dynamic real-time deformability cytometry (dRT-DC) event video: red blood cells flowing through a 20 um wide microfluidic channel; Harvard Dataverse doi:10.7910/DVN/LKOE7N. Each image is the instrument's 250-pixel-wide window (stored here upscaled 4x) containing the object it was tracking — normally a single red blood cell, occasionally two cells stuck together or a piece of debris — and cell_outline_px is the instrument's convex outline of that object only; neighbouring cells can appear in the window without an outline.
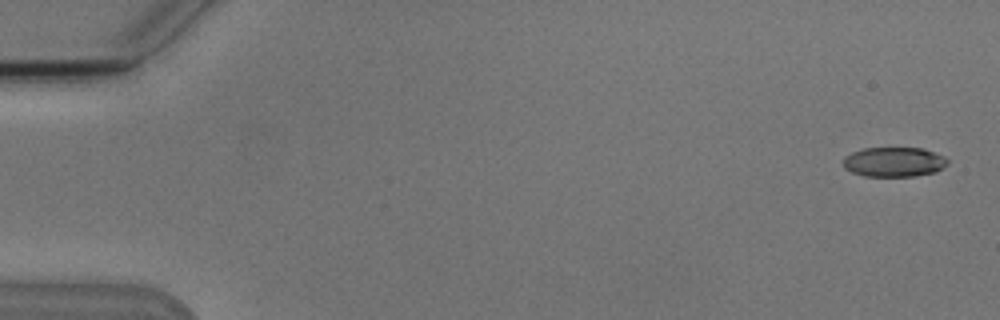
{"species": "Egyptian fruit bat (a non-hibernating species)", "species_latin": "Rousettus aegyptiacus", "temperature_condition": "cold", "stored_images_in_passage": 6, "camera_frame_rate_fps": 3000, "um_per_image_px": 0.085, "animal": {"sex": "male"}, "frame": {"image": 1, "passage_image": 1, "time_ms": 0.0, "image_size_px": [1000, 320], "cell_outline_px": [[948, 164], [936, 172], [912, 176], [864, 176], [852, 172], [844, 168], [844, 156], [852, 152], [864, 148], [924, 148], [944, 156], [948, 160]], "centroid_in_image_um": [76.0, 13.76], "position_along_channel_um": 9.0, "area_um2": 18.09}}
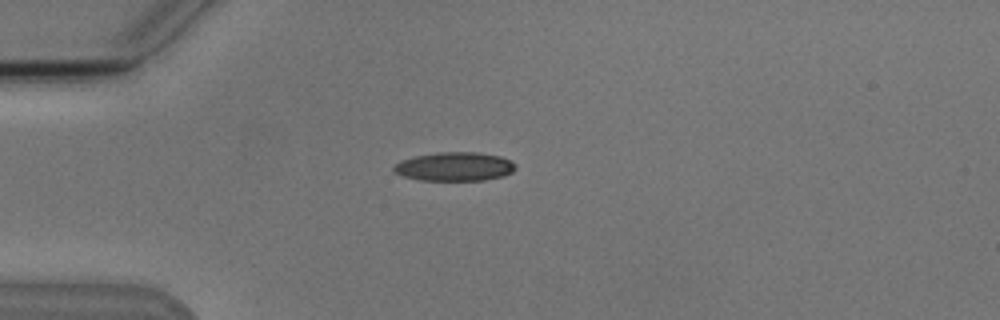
{"frame": {"image": 2, "passage_image": 4, "time_ms": 4.333, "image_size_px": [1000, 320], "cell_outline_px": [[516, 168], [512, 172], [504, 176], [484, 180], [420, 180], [404, 176], [392, 172], [392, 164], [400, 160], [416, 156], [436, 152], [476, 152], [500, 156], [516, 164]], "centroid_in_image_um": [38.6, 14.16], "position_along_channel_um": 46.4, "area_um2": 20.58}}
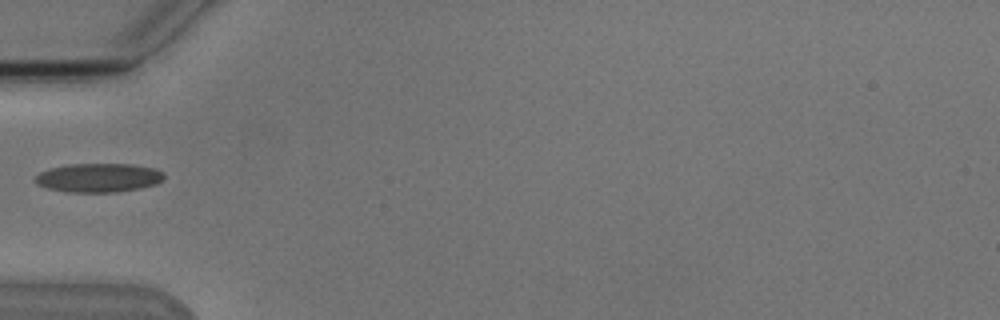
{"frame": {"image": 3, "passage_image": 5, "time_ms": 5.667, "image_size_px": [1000, 320], "cell_outline_px": [[164, 176], [156, 184], [140, 188], [116, 192], [68, 192], [48, 188], [36, 184], [32, 180], [40, 172], [52, 168], [72, 164], [132, 164], [156, 168], [164, 172]], "centroid_in_image_um": [8.38, 15.11], "position_along_channel_um": 76.6, "area_um2": 21.68}}